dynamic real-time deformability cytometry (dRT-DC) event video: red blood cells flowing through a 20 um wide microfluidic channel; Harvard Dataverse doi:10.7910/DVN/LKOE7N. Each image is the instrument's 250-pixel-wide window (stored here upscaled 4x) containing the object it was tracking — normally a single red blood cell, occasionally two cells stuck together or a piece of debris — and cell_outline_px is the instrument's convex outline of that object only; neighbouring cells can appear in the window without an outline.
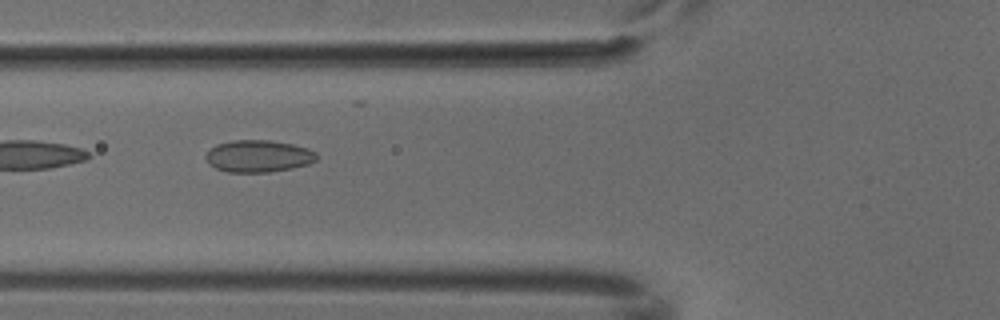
{"species": "common noctule bat (a hibernating species)", "species_latin": "Nyctalus noctula", "temperature_condition": "cold", "stored_images_in_passage": 6, "camera_frame_rate_fps": 3000, "um_per_image_px": 0.085, "animal": {"sex": "male", "body_mass_g": 18.8}, "frame": {"image": 1, "passage_image": 5, "time_ms": 1.333, "image_size_px": [1000, 320], "cell_outline_px": [[316, 160], [308, 164], [292, 168], [268, 172], [228, 172], [216, 168], [208, 164], [204, 156], [216, 144], [232, 140], [268, 140], [292, 144], [308, 148], [316, 152]], "centroid_in_image_um": [21.94, 13.27], "position_along_channel_um": 103.9, "area_um2": 20.69}}
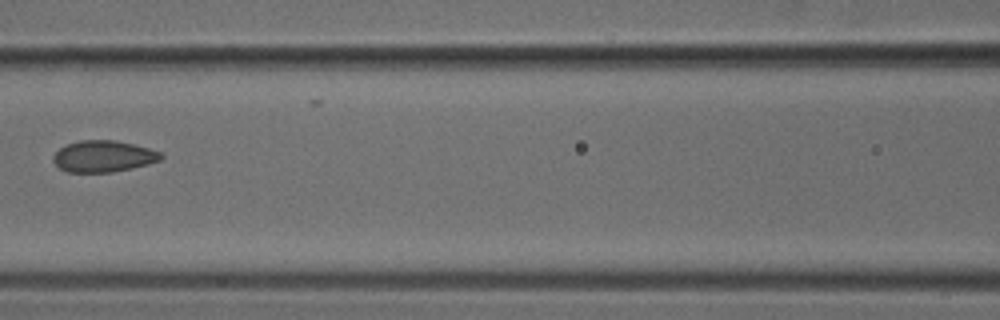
{"frame": {"image": 2, "passage_image": 6, "time_ms": 1.667, "image_size_px": [1000, 320], "cell_outline_px": [[164, 156], [160, 160], [148, 164], [132, 168], [112, 172], [68, 172], [60, 168], [52, 160], [52, 156], [64, 144], [80, 140], [116, 140], [148, 148], [160, 152]], "centroid_in_image_um": [8.77, 13.28], "position_along_channel_um": 157.8, "area_um2": 19.77}}